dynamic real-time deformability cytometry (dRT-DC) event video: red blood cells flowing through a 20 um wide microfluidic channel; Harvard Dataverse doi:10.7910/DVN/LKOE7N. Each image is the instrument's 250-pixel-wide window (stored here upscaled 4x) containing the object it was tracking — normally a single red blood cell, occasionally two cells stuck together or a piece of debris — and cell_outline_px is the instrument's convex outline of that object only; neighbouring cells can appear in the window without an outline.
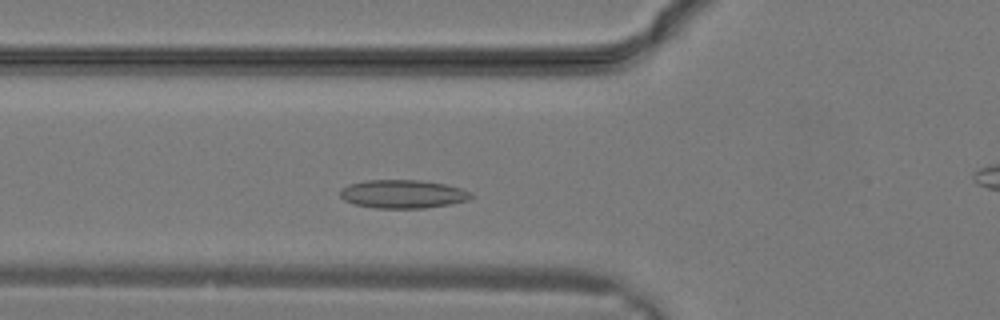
{"species": "common noctule bat (a hibernating species)", "species_latin": "Nyctalus noctula", "temperature_condition": "warm", "stored_images_in_passage": 10, "camera_frame_rate_fps": 3000, "um_per_image_px": 0.085, "animal": {"sex": "male", "body_mass_g": 19.2, "forearm_length_mm": 51.8}, "frame": {"image": 1, "passage_image": 6, "time_ms": 1.667, "image_size_px": [1000, 320], "cell_outline_px": [[472, 196], [468, 200], [452, 204], [424, 208], [376, 208], [356, 204], [344, 200], [340, 196], [340, 192], [348, 184], [368, 180], [420, 180], [444, 184], [460, 188], [472, 192]], "centroid_in_image_um": [34.26, 16.49], "position_along_channel_um": 91.5, "area_um2": 21.56}}
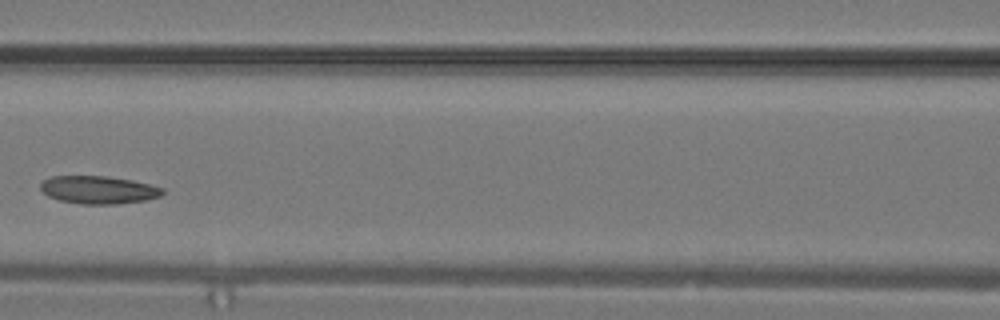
{"frame": {"image": 2, "passage_image": 9, "time_ms": 2.667, "image_size_px": [1000, 320], "cell_outline_px": [[164, 192], [160, 196], [148, 200], [116, 204], [80, 204], [60, 200], [48, 196], [40, 188], [40, 184], [44, 180], [52, 176], [108, 176], [132, 180], [164, 188]], "centroid_in_image_um": [8.39, 16.14], "position_along_channel_um": 158.2, "area_um2": 19.83}}